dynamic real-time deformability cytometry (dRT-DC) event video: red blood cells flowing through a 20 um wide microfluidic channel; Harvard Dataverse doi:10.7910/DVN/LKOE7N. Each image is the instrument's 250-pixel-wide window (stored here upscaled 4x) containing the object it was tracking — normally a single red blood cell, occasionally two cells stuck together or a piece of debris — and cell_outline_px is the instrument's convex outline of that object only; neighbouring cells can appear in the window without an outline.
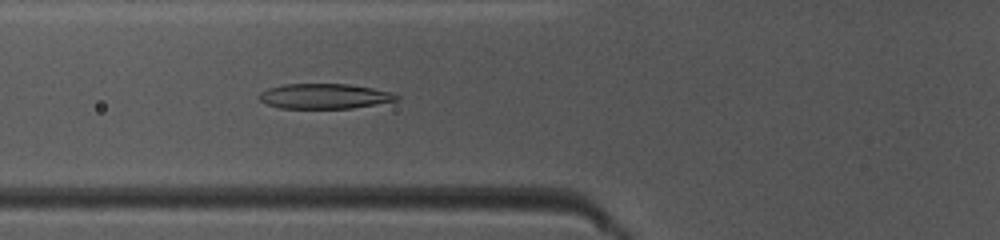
{"species": "common noctule bat (a hibernating species)", "species_latin": "Nyctalus noctula", "temperature_condition": "warm", "stored_images_in_passage": 48, "camera_frame_rate_fps": 3000, "um_per_image_px": 0.085, "animal": {"sex": "female", "body_mass_g": 10.0, "forearm_length_mm": 53.1}, "frame": {"image": 1, "passage_image": 18, "time_ms": 5.667, "image_size_px": [1000, 240], "cell_outline_px": [[400, 100], [352, 108], [280, 108], [264, 104], [260, 100], [260, 92], [268, 88], [284, 84], [348, 84], [372, 88], [392, 92], [400, 96]], "centroid_in_image_um": [27.59, 8.18], "position_along_channel_um": 98.2, "area_um2": 20.11}}
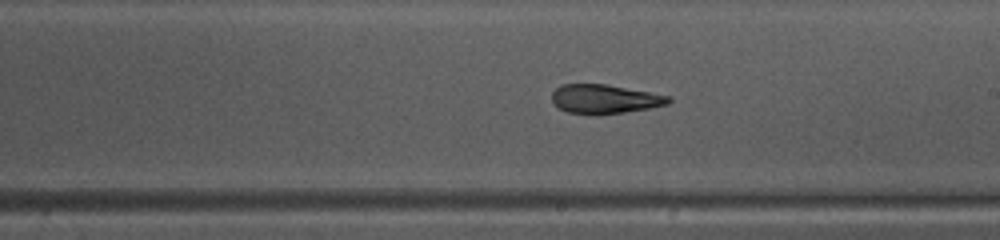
{"frame": {"image": 2, "passage_image": 28, "time_ms": 9.0, "image_size_px": [1000, 240], "cell_outline_px": [[672, 100], [668, 104], [648, 108], [624, 112], [596, 116], [568, 112], [552, 104], [552, 92], [560, 84], [608, 84], [672, 96]], "centroid_in_image_um": [51.39, 8.42], "position_along_channel_um": 237.6, "area_um2": 20.11}}
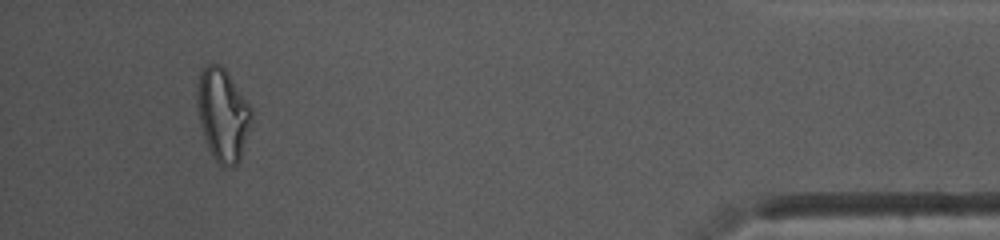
{"frame": {"image": 3, "passage_image": 45, "time_ms": 14.667, "image_size_px": [1000, 240], "cell_outline_px": [[252, 124], [240, 160], [232, 168], [220, 164], [212, 156], [208, 148], [200, 124], [196, 104], [196, 88], [200, 68], [204, 64], [220, 64], [228, 72], [252, 108]], "centroid_in_image_um": [18.93, 9.72], "position_along_channel_um": 416.3, "area_um2": 29.88}, "authors_computed_cell_mechanics": {"area_um2": 21.6172, "velocity_mm_per_s": 4.1534, "shape_relaxation_time_tau1_ms": 8.0488, "shape_relaxation_time_tau2_ms": 3.9119, "deformation_change_tau1": 0.2459, "deformation_change_tau2": 0.0958}}